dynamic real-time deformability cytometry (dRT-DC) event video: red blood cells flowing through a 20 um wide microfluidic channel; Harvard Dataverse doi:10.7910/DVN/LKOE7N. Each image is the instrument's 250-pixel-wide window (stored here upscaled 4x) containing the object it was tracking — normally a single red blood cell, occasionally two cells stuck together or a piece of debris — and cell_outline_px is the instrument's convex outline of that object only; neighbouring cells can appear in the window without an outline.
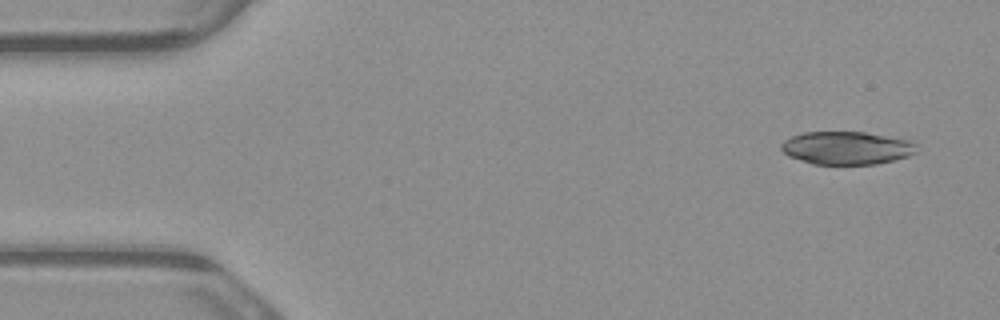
{"species": "common noctule bat (a hibernating species)", "species_latin": "Nyctalus noctula", "temperature_condition": "warm", "stored_images_in_passage": 4, "camera_frame_rate_fps": 3000, "um_per_image_px": 0.085, "animal": {"sex": "male", "body_mass_g": 23.1, "forearm_length_mm": 52.7}, "frame": {"image": 1, "passage_image": 1, "time_ms": 0.0, "image_size_px": [1000, 320], "cell_outline_px": [[916, 152], [908, 156], [876, 164], [812, 164], [788, 156], [780, 148], [780, 144], [784, 140], [792, 136], [804, 132], [864, 132], [908, 140], [916, 144]], "centroid_in_image_um": [71.92, 12.58], "position_along_channel_um": 13.1, "area_um2": 25.89}}